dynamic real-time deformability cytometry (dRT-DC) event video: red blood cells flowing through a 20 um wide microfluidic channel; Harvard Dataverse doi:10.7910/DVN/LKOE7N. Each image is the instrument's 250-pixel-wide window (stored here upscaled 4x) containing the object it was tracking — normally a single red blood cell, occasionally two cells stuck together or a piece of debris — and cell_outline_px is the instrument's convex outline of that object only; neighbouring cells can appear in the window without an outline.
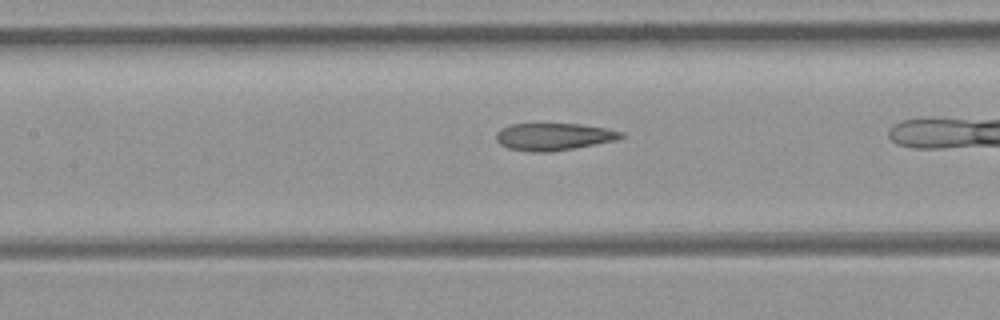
{"species": "common noctule bat (a hibernating species)", "species_latin": "Nyctalus noctula", "temperature_condition": "room temperature", "stored_images_in_passage": 13, "camera_frame_rate_fps": 3000, "um_per_image_px": 0.085, "animal": {"sex": "female", "body_mass_g": 21.9}, "frame": {"image": 1, "passage_image": 8, "time_ms": 2.333, "image_size_px": [1000, 320], "cell_outline_px": [[624, 136], [616, 140], [572, 148], [548, 152], [532, 152], [508, 148], [500, 144], [496, 140], [496, 132], [500, 128], [508, 124], [580, 124], [608, 128], [624, 132]], "centroid_in_image_um": [47.04, 11.6], "position_along_channel_um": 160.4, "area_um2": 19.83}}
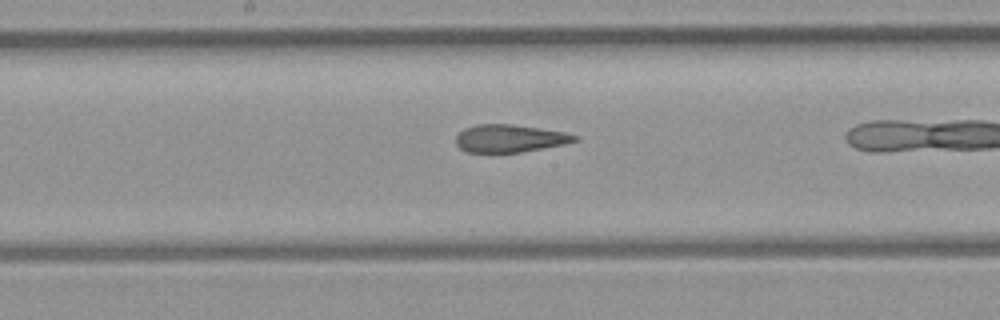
{"frame": {"image": 2, "passage_image": 11, "time_ms": 3.333, "image_size_px": [1000, 320], "cell_outline_px": [[576, 140], [564, 144], [520, 152], [468, 152], [460, 148], [456, 144], [456, 136], [464, 128], [476, 124], [512, 124], [564, 132], [576, 136]], "centroid_in_image_um": [43.26, 11.76], "position_along_channel_um": 204.9, "area_um2": 18.84}}